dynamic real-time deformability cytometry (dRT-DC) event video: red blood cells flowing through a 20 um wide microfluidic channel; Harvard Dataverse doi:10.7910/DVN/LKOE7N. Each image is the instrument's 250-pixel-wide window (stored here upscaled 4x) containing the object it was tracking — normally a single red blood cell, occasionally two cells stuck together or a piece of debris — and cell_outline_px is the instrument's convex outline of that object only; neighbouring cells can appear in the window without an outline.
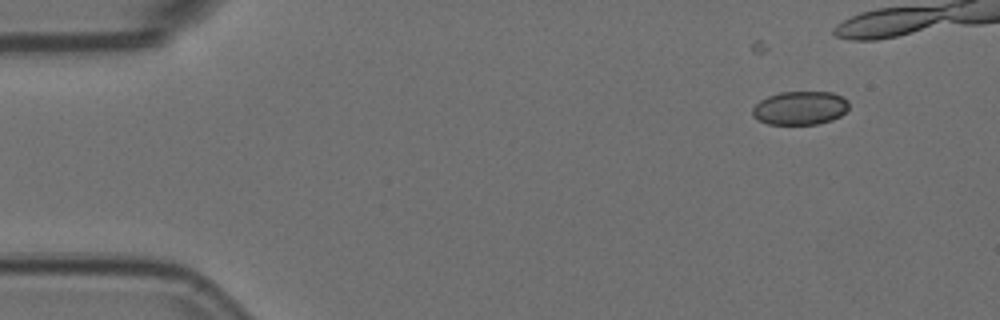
{"species": "Egyptian fruit bat (a non-hibernating species)", "species_latin": "Rousettus aegyptiacus", "temperature_condition": "room temperature", "stored_images_in_passage": 7, "camera_frame_rate_fps": 3000, "um_per_image_px": 0.085, "animal": {"sex": "female"}, "frame": {"image": 1, "passage_image": 2, "time_ms": 0.333, "image_size_px": [1000, 320], "cell_outline_px": [[848, 108], [840, 116], [832, 120], [816, 124], [768, 124], [752, 116], [752, 108], [760, 100], [768, 96], [780, 92], [832, 92], [848, 100]], "centroid_in_image_um": [67.99, 9.18], "position_along_channel_um": 17.0, "area_um2": 18.79}}
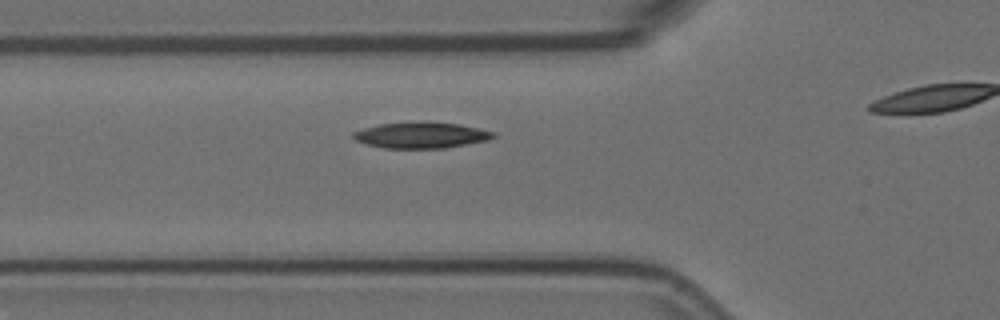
{"frame": {"image": 2, "passage_image": 7, "time_ms": 2.0, "image_size_px": [1000, 320], "cell_outline_px": [[496, 136], [488, 140], [444, 148], [384, 148], [368, 144], [356, 140], [352, 136], [352, 132], [364, 128], [380, 124], [460, 124], [496, 132]], "centroid_in_image_um": [35.82, 11.53], "position_along_channel_um": 90.0, "area_um2": 20.29}}